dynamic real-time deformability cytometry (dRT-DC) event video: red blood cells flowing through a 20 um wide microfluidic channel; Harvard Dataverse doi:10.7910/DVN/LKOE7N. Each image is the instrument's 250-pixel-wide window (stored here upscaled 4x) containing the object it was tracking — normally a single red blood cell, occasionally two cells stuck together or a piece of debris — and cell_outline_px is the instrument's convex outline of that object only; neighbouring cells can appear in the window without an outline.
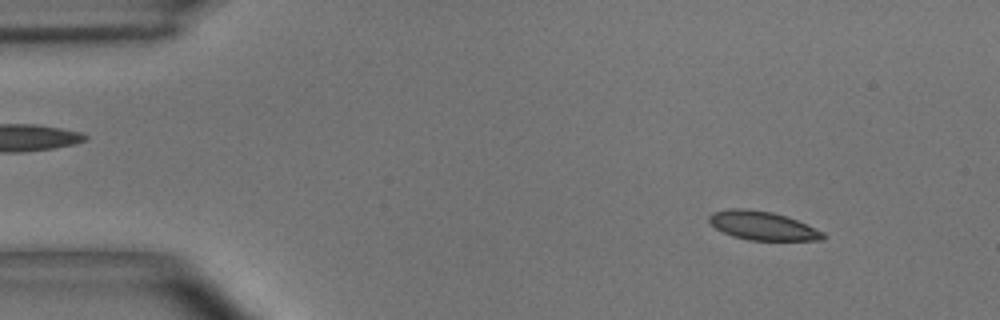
{"species": "common noctule bat (a hibernating species)", "species_latin": "Nyctalus noctula", "temperature_condition": "room temperature", "stored_images_in_passage": 15, "camera_frame_rate_fps": 3000, "um_per_image_px": 0.085, "animal": {"sex": "male", "body_mass_g": 15.6}, "frame": {"image": 1, "passage_image": 6, "time_ms": 1.667, "image_size_px": [1000, 320], "cell_outline_px": [[824, 240], [748, 240], [732, 236], [716, 228], [708, 220], [708, 216], [712, 212], [732, 208], [740, 208], [772, 212], [796, 220], [824, 232]], "centroid_in_image_um": [64.79, 19.19], "position_along_channel_um": 20.2, "area_um2": 18.79}}
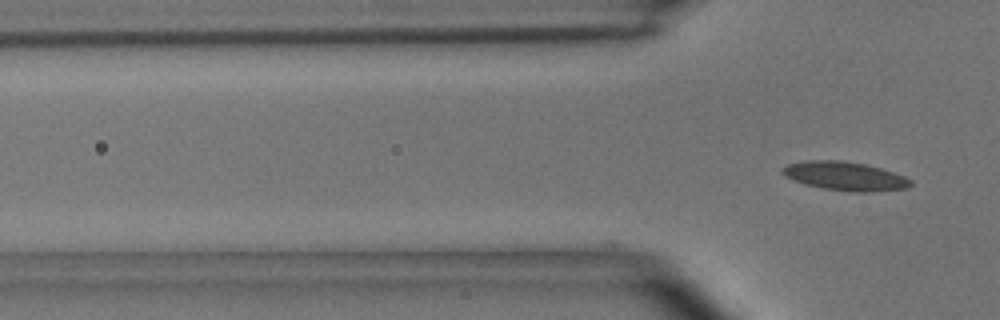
{"frame": {"image": 2, "passage_image": 15, "time_ms": 4.667, "image_size_px": [1000, 320], "cell_outline_px": [[912, 184], [908, 188], [876, 192], [852, 192], [824, 188], [804, 184], [792, 180], [784, 176], [780, 172], [780, 168], [788, 164], [804, 160], [840, 160], [864, 164], [880, 168], [904, 176], [912, 180]], "centroid_in_image_um": [71.79, 14.97], "position_along_channel_um": 54.0, "area_um2": 21.68}}